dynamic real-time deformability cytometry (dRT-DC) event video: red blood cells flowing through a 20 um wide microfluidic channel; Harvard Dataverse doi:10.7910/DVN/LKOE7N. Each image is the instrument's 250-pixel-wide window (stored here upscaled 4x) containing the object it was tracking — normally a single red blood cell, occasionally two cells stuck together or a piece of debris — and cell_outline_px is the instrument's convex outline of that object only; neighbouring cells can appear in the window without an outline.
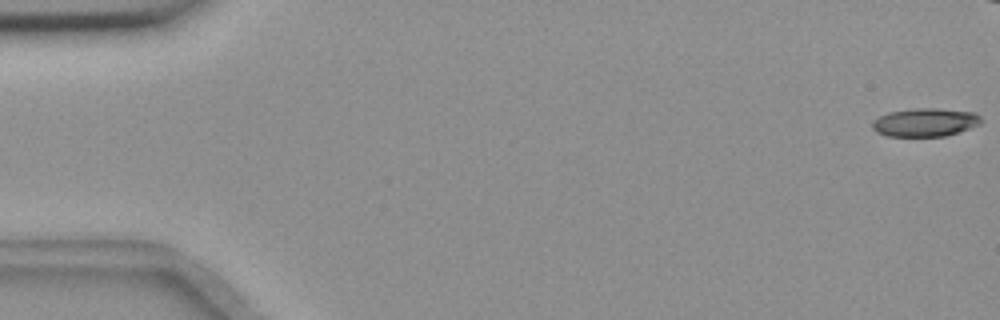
{"species": "common noctule bat (a hibernating species)", "species_latin": "Nyctalus noctula", "temperature_condition": "room temperature", "stored_images_in_passage": 46, "camera_frame_rate_fps": 3000, "um_per_image_px": 0.085, "animal": {"sex": "female", "body_mass_g": 18.4}, "frame": {"image": 1, "passage_image": 1, "time_ms": 0.0, "image_size_px": [1000, 320], "cell_outline_px": [[984, 120], [980, 124], [960, 132], [944, 136], [888, 136], [876, 132], [872, 128], [872, 120], [888, 112], [912, 108], [936, 108], [972, 112], [980, 116]], "centroid_in_image_um": [78.63, 10.39], "position_along_channel_um": 6.4, "area_um2": 18.09}}
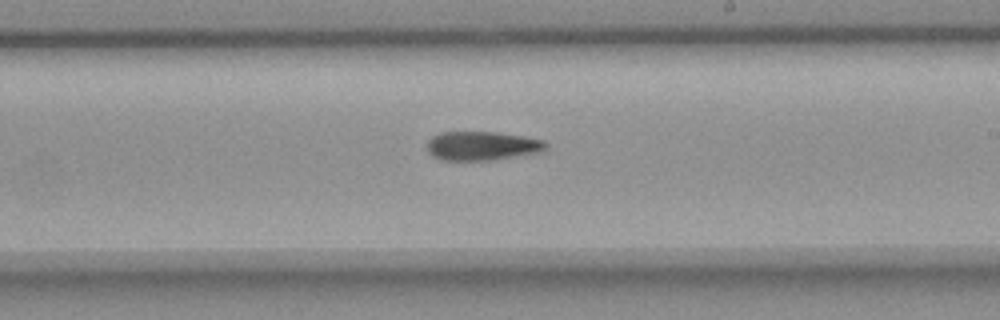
{"frame": {"image": 2, "passage_image": 33, "time_ms": 10.667, "image_size_px": [1000, 320], "cell_outline_px": [[548, 148], [544, 152], [496, 160], [440, 160], [432, 156], [428, 152], [428, 140], [432, 136], [440, 132], [496, 132], [524, 136], [544, 140], [548, 144]], "centroid_in_image_um": [41.03, 12.41], "position_along_channel_um": 248.0, "area_um2": 20.46}}
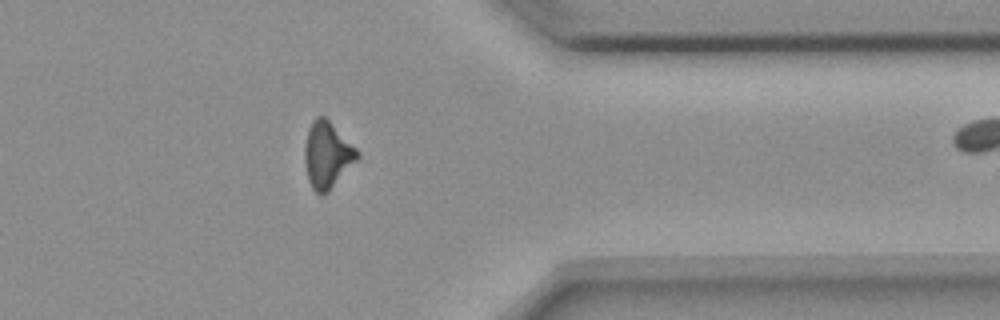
{"frame": {"image": 3, "passage_image": 45, "time_ms": 14.667, "image_size_px": [1000, 320], "cell_outline_px": [[360, 156], [328, 192], [320, 196], [312, 188], [308, 180], [304, 164], [304, 144], [308, 128], [312, 120], [316, 116], [324, 116], [360, 152]], "centroid_in_image_um": [27.78, 13.18], "position_along_channel_um": 383.6, "area_um2": 20.35}}